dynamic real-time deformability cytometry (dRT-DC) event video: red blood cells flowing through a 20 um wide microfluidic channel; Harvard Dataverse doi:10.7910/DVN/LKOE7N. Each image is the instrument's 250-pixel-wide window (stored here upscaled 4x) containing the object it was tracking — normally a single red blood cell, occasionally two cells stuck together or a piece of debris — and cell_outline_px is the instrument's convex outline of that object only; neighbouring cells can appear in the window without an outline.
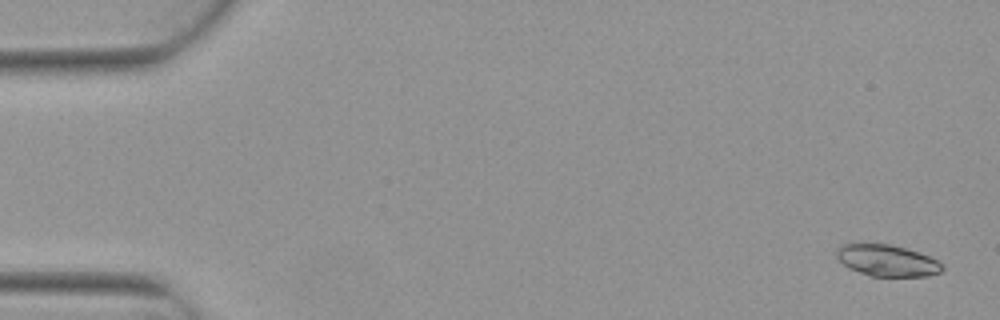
{"species": "Egyptian fruit bat (a non-hibernating species)", "species_latin": "Rousettus aegyptiacus", "temperature_condition": "warm", "stored_images_in_passage": 5, "segment_of_instrument_passage": [1, 2], "camera_frame_rate_fps": 3000, "um_per_image_px": 0.085, "animal": {"sex": "female"}, "frame": {"image": 1, "passage_image": 1, "time_ms": 0.0, "image_size_px": [1000, 320], "cell_outline_px": [[944, 268], [940, 272], [928, 276], [868, 276], [848, 268], [836, 256], [836, 248], [844, 244], [860, 240], [892, 244], [928, 256], [944, 264]], "centroid_in_image_um": [75.33, 22.1], "position_along_channel_um": 9.7, "area_um2": 20.0}}